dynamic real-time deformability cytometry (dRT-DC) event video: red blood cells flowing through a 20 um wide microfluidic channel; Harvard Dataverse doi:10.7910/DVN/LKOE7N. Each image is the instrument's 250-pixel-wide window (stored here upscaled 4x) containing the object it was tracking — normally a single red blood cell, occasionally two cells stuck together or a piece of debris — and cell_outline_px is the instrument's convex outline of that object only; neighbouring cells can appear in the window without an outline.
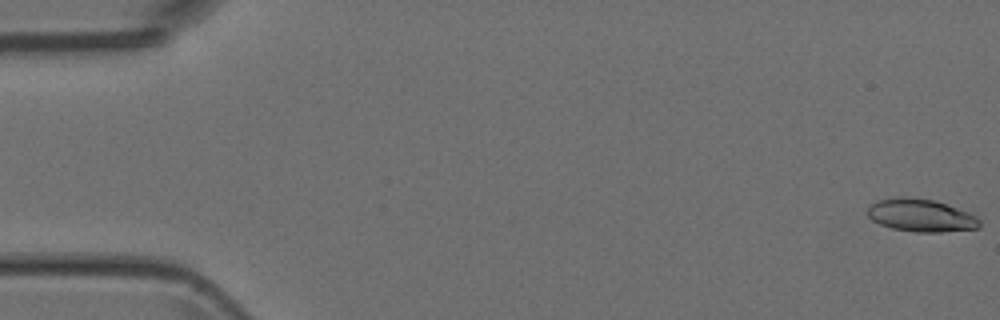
{"species": "Egyptian fruit bat (a non-hibernating species)", "species_latin": "Rousettus aegyptiacus", "temperature_condition": "room temperature", "stored_images_in_passage": 50, "camera_frame_rate_fps": 3000, "um_per_image_px": 0.085, "animal": {"sex": "female"}, "frame": {"image": 1, "passage_image": 1, "time_ms": 0.0, "image_size_px": [1000, 320], "cell_outline_px": [[980, 228], [940, 232], [916, 232], [892, 228], [880, 224], [872, 220], [868, 216], [868, 204], [876, 200], [896, 196], [900, 196], [936, 200], [968, 212], [976, 216], [980, 220]], "centroid_in_image_um": [78.25, 18.29], "position_along_channel_um": 6.7, "area_um2": 21.56}}
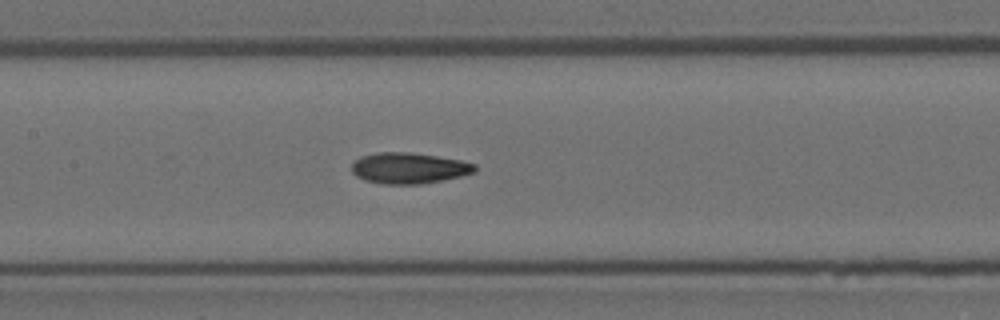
{"frame": {"image": 2, "passage_image": 24, "time_ms": 7.667, "image_size_px": [1000, 320], "cell_outline_px": [[476, 172], [460, 176], [420, 184], [380, 184], [364, 180], [356, 176], [352, 172], [352, 164], [360, 156], [380, 152], [408, 152], [436, 156], [460, 160], [476, 164]], "centroid_in_image_um": [34.74, 14.29], "position_along_channel_um": 172.7, "area_um2": 22.14}}
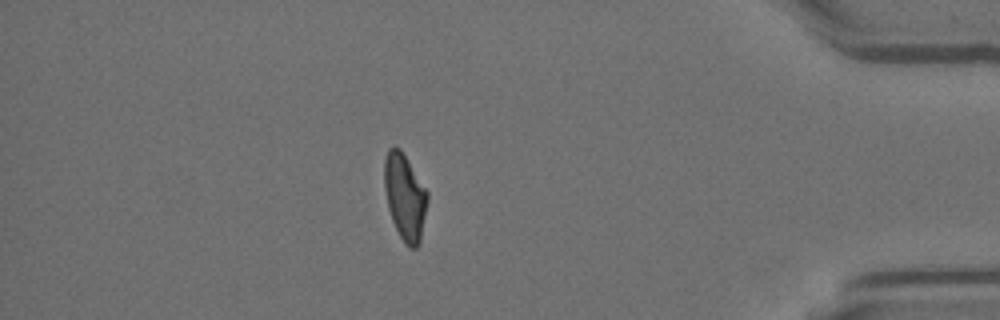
{"frame": {"image": 3, "passage_image": 44, "time_ms": 14.333, "image_size_px": [1000, 320], "cell_outline_px": [[428, 200], [420, 244], [416, 248], [408, 248], [400, 236], [392, 220], [388, 208], [384, 188], [384, 160], [388, 148], [400, 148], [428, 192]], "centroid_in_image_um": [34.42, 16.76], "position_along_channel_um": 400.8, "area_um2": 21.68}}